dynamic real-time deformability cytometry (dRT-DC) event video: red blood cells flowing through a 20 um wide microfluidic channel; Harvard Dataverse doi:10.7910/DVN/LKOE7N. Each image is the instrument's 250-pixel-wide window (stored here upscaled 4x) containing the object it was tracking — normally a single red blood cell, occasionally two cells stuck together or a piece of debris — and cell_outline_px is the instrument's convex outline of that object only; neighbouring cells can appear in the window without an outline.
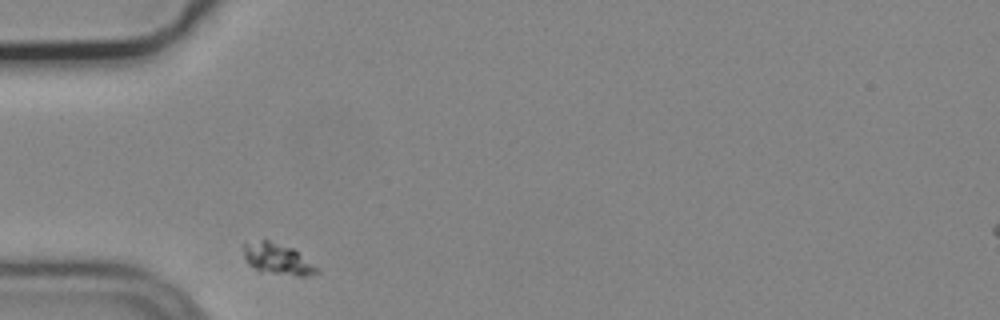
{"species": "common noctule bat (a hibernating species)", "species_latin": "Nyctalus noctula", "temperature_condition": "cold", "stored_images_in_passage": 31, "camera_frame_rate_fps": 3000, "um_per_image_px": 0.085, "animal": {"sex": "male", "body_mass_g": 19.2, "forearm_length_mm": 51.8}, "frame": {"image": 1, "passage_image": 1, "time_ms": 0.0, "image_size_px": [1000, 320], "cell_outline_px": [[320, 272], [304, 276], [296, 276], [260, 272], [248, 264], [244, 260], [244, 244], [260, 240], [268, 240], [292, 248], [320, 268]], "centroid_in_image_um": [23.6, 22.04], "position_along_channel_um": 61.4, "area_um2": 13.35}}
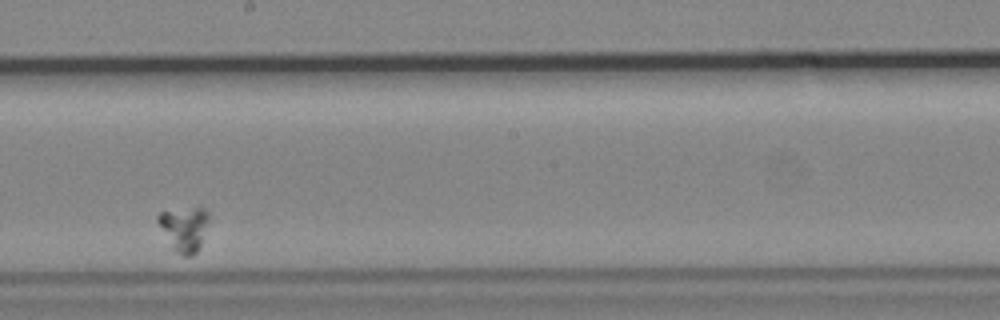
{"frame": {"image": 2, "passage_image": 18, "time_ms": 5.667, "image_size_px": [1000, 320], "cell_outline_px": [[208, 220], [200, 244], [196, 252], [192, 256], [184, 256], [176, 252], [172, 248], [156, 220], [156, 216], [160, 212], [196, 208], [204, 208], [208, 212]], "centroid_in_image_um": [15.63, 19.45], "position_along_channel_um": 232.6, "area_um2": 12.77}}
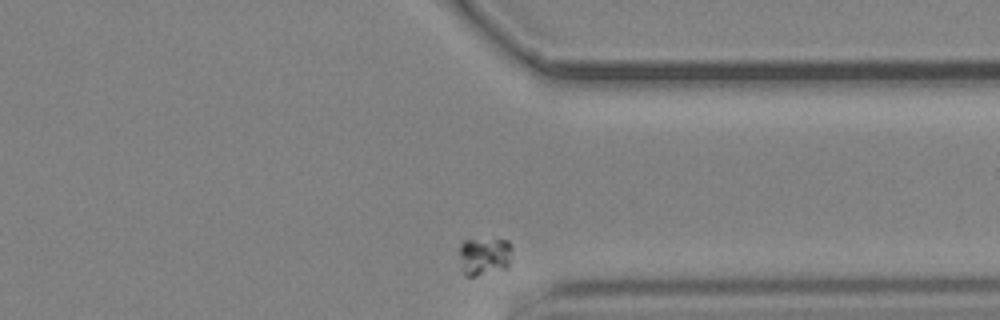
{"frame": {"image": 3, "passage_image": 31, "time_ms": 10.0, "image_size_px": [1000, 320], "cell_outline_px": [[512, 248], [508, 268], [476, 276], [464, 276], [460, 256], [460, 244], [464, 240], [508, 240]], "centroid_in_image_um": [41.18, 21.79], "position_along_channel_um": 370.2, "area_um2": 11.62}}